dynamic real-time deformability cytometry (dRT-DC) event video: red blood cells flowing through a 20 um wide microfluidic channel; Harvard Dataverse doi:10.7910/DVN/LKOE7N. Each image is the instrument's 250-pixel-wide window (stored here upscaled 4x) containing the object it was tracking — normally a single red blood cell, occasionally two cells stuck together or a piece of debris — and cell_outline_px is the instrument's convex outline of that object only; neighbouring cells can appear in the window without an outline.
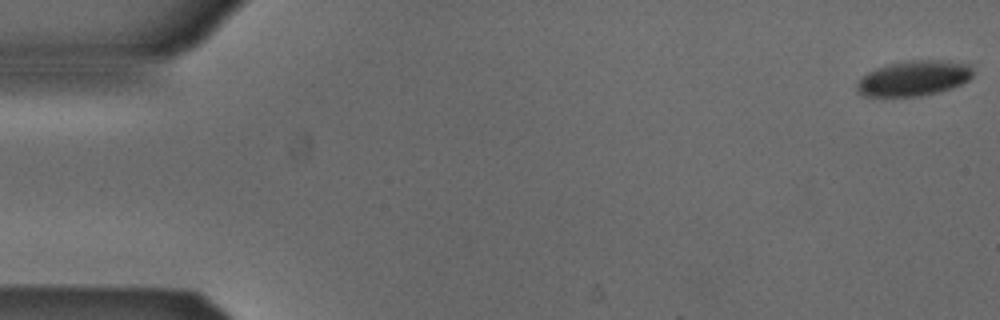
{"species": "Egyptian fruit bat (a non-hibernating species)", "species_latin": "Rousettus aegyptiacus", "temperature_condition": "cold", "stored_images_in_passage": 53, "camera_frame_rate_fps": 3000, "um_per_image_px": 0.085, "animal": {"sex": "male"}, "frame": {"image": 1, "passage_image": 1, "time_ms": 0.0, "image_size_px": [1000, 320], "cell_outline_px": [[972, 76], [968, 80], [952, 88], [940, 92], [920, 96], [864, 96], [856, 92], [856, 84], [868, 72], [876, 68], [888, 64], [908, 60], [948, 60], [968, 64], [972, 68]], "centroid_in_image_um": [77.67, 6.65], "position_along_channel_um": 7.3, "area_um2": 23.93}}
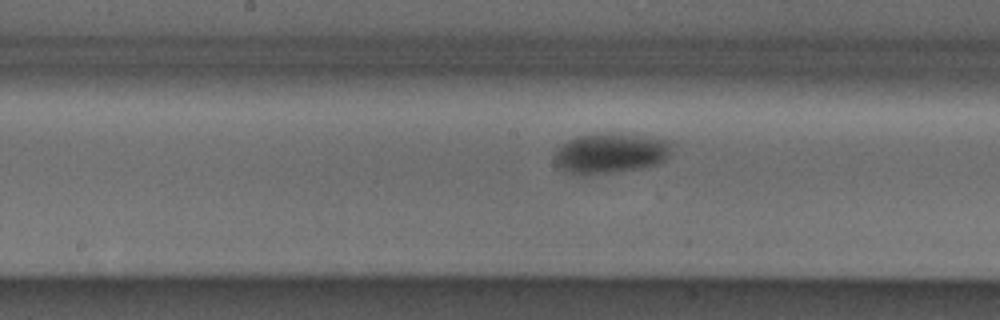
{"frame": {"image": 2, "passage_image": 27, "time_ms": 8.667, "image_size_px": [1000, 320], "cell_outline_px": [[676, 140], [668, 156], [664, 160], [656, 164], [644, 168], [584, 176], [568, 172], [556, 168], [556, 152], [568, 140], [576, 136], [604, 132], [616, 132]], "centroid_in_image_um": [51.96, 13.01], "position_along_channel_um": 196.2, "area_um2": 28.15}}
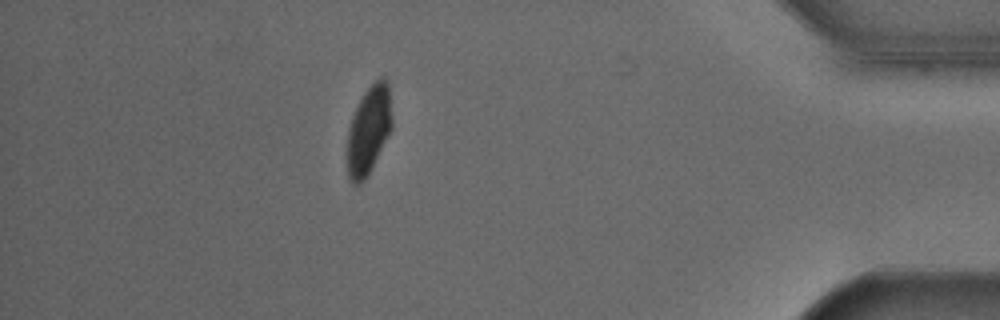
{"frame": {"image": 3, "passage_image": 47, "time_ms": 15.333, "image_size_px": [1000, 320], "cell_outline_px": [[392, 128], [368, 176], [360, 184], [352, 184], [348, 176], [348, 128], [352, 116], [364, 92], [380, 76], [384, 76], [388, 80], [392, 116]], "centroid_in_image_um": [31.36, 11.04], "position_along_channel_um": 403.8, "area_um2": 23.06}, "authors_computed_cell_mechanics": {"area_um2": 25.9522, "velocity_mm_per_s": 3.8473, "shape_relaxation_time_tau1_ms": 1.9084, "shape_relaxation_time_tau2_ms": null, "deformation_change_tau1": 0.0731, "deformation_change_tau2": null}}